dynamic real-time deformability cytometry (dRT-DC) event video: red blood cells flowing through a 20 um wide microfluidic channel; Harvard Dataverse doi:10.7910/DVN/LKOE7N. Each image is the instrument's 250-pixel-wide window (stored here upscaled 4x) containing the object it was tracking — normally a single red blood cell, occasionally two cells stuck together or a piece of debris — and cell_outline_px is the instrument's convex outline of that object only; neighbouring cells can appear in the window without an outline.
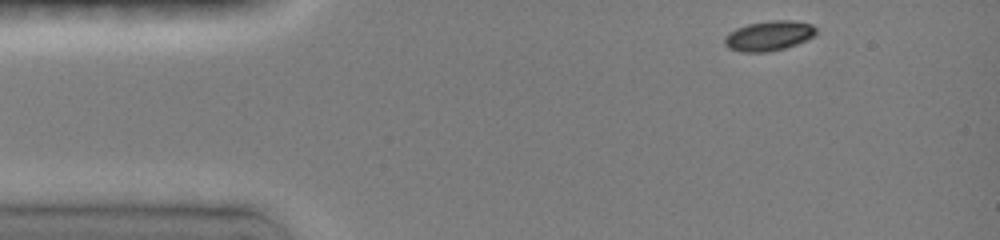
{"species": "common noctule bat (a hibernating species)", "species_latin": "Nyctalus noctula", "temperature_condition": "room temperature", "stored_images_in_passage": 8, "camera_frame_rate_fps": 3000, "um_per_image_px": 0.085, "animal": {"sex": "female", "body_mass_g": 19.0, "forearm_length_mm": 51.5}, "frame": {"image": 1, "passage_image": 1, "time_ms": 0.0, "image_size_px": [1000, 240], "cell_outline_px": [[816, 36], [796, 44], [784, 48], [768, 52], [740, 52], [728, 48], [724, 44], [724, 36], [728, 32], [736, 28], [748, 24], [768, 20], [792, 20], [812, 24], [816, 28]], "centroid_in_image_um": [65.34, 3.04], "position_along_channel_um": 19.7, "area_um2": 16.18}}
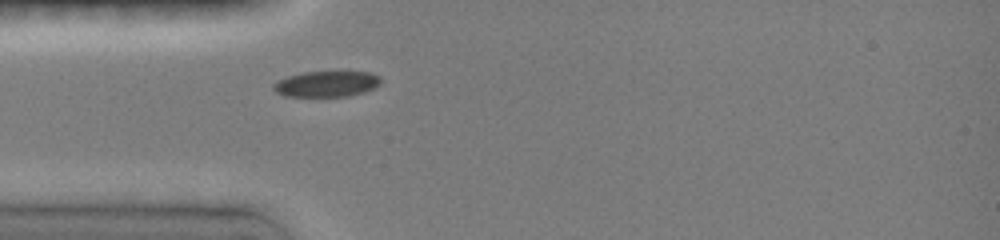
{"frame": {"image": 2, "passage_image": 8, "time_ms": 2.667, "image_size_px": [1000, 240], "cell_outline_px": [[380, 84], [364, 92], [348, 96], [284, 96], [276, 92], [272, 88], [272, 84], [288, 76], [304, 72], [372, 72], [380, 76]], "centroid_in_image_um": [27.76, 7.13], "position_along_channel_um": 57.2, "area_um2": 16.01}}